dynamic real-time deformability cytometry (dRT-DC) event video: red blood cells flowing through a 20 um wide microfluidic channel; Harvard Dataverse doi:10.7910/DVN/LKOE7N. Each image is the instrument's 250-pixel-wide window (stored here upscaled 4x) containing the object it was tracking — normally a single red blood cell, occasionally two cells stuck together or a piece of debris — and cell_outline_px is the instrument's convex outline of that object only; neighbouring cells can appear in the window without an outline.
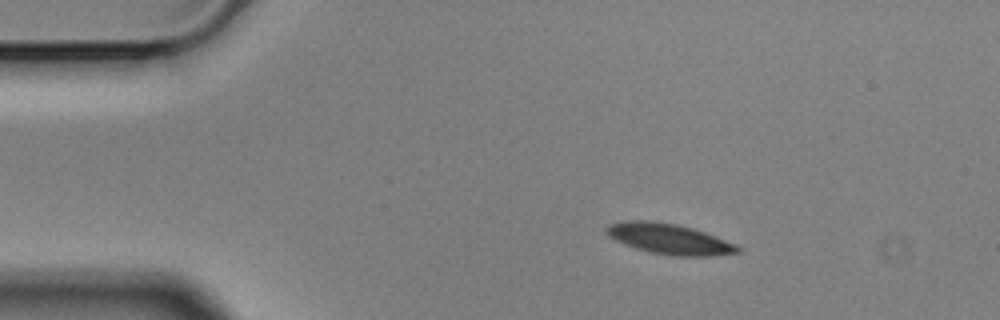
{"species": "Egyptian fruit bat (a non-hibernating species)", "species_latin": "Rousettus aegyptiacus", "temperature_condition": "cold", "stored_images_in_passage": 3, "camera_frame_rate_fps": 3000, "um_per_image_px": 0.085, "animal": {"sex": "male"}, "frame": {"image": 1, "passage_image": 2, "time_ms": 0.333, "image_size_px": [1000, 320], "cell_outline_px": [[740, 252], [712, 256], [672, 256], [648, 252], [624, 244], [608, 236], [604, 232], [604, 228], [608, 224], [624, 220], [652, 220], [676, 224], [692, 228], [704, 232], [736, 244], [740, 248]], "centroid_in_image_um": [56.83, 20.3], "position_along_channel_um": 28.2, "area_um2": 23.52}}